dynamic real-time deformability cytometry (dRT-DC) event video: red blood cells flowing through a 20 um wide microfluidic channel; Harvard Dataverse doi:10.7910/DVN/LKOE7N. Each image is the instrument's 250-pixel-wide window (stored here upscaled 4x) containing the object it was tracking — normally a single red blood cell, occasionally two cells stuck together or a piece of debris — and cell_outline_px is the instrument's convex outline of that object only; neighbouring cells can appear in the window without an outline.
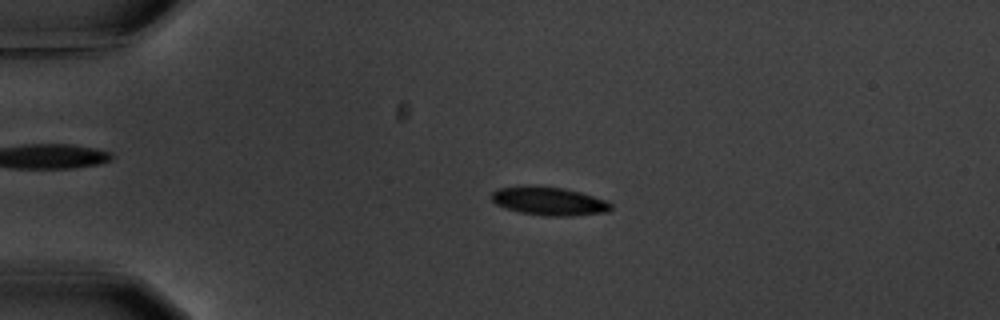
{"species": "common noctule bat (a hibernating species)", "species_latin": "Nyctalus noctula", "temperature_condition": "warm", "stored_images_in_passage": 5, "camera_frame_rate_fps": 3000, "um_per_image_px": 0.085, "animal": {"sex": "male", "body_mass_g": 20.1, "forearm_length_mm": 53.5}, "frame": {"image": 1, "passage_image": 3, "time_ms": 2.333, "image_size_px": [1000, 320], "cell_outline_px": [[612, 208], [608, 212], [568, 216], [544, 216], [520, 212], [504, 208], [496, 204], [492, 200], [492, 192], [496, 188], [524, 184], [536, 184], [564, 188], [580, 192], [608, 200], [612, 204]], "centroid_in_image_um": [46.64, 17.07], "position_along_channel_um": 38.4, "area_um2": 20.35}}
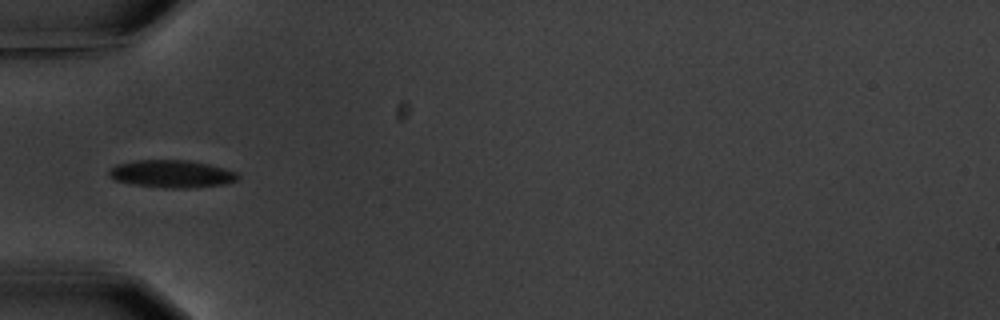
{"frame": {"image": 2, "passage_image": 4, "time_ms": 4.333, "image_size_px": [1000, 320], "cell_outline_px": [[240, 176], [236, 180], [224, 184], [196, 188], [164, 188], [132, 184], [116, 180], [108, 176], [108, 172], [116, 164], [136, 160], [188, 160], [208, 164], [224, 168], [236, 172]], "centroid_in_image_um": [14.6, 14.78], "position_along_channel_um": 70.4, "area_um2": 20.75}}